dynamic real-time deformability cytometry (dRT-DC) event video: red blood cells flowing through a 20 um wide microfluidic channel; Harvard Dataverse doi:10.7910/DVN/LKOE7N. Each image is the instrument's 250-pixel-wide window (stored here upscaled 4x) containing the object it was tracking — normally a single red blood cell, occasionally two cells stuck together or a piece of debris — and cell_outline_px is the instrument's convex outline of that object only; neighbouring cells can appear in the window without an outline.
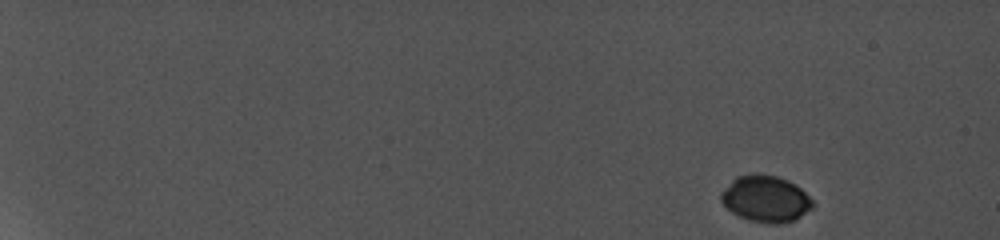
{"species": "common noctule bat (a hibernating species)", "species_latin": "Nyctalus noctula", "temperature_condition": "cold", "stored_images_in_passage": 11, "camera_frame_rate_fps": 5000, "um_per_image_px": 0.085, "animal": {"sex": "female", "body_mass_g": 19.0, "forearm_length_mm": 56.7}, "frame": {"image": 1, "passage_image": 1, "time_ms": 0.0, "image_size_px": [1000, 240], "cell_outline_px": [[812, 208], [796, 220], [780, 224], [768, 224], [748, 220], [732, 212], [720, 200], [720, 196], [732, 180], [740, 176], [772, 176], [784, 180], [800, 188], [812, 200]], "centroid_in_image_um": [65.1, 16.97], "position_along_channel_um": 19.9, "area_um2": 23.93}}
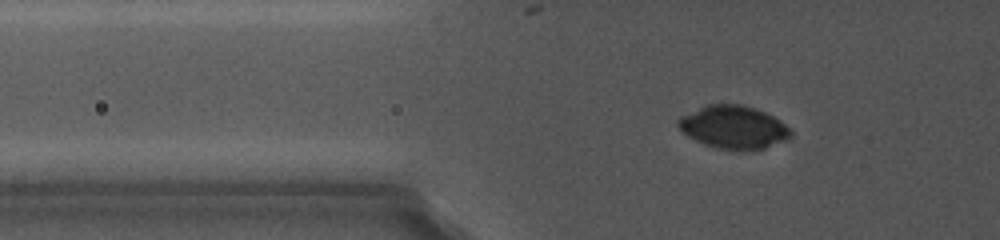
{"frame": {"image": 2, "passage_image": 8, "time_ms": 5.8, "image_size_px": [1000, 240], "cell_outline_px": [[792, 136], [764, 148], [716, 148], [704, 144], [688, 136], [676, 124], [684, 116], [708, 104], [736, 104], [752, 108], [764, 112], [772, 116], [788, 128], [792, 132]], "centroid_in_image_um": [62.34, 10.8], "position_along_channel_um": 63.5, "area_um2": 26.88}}
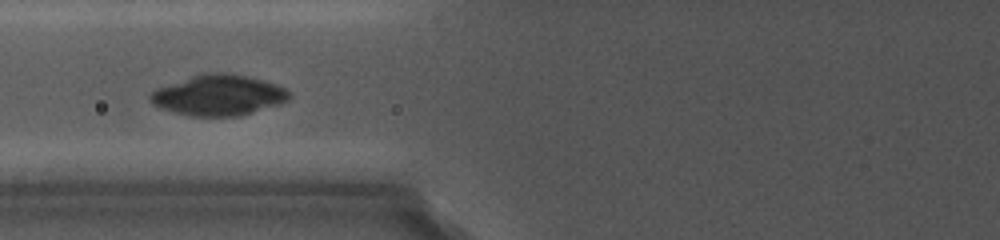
{"frame": {"image": 3, "passage_image": 10, "time_ms": 7.6, "image_size_px": [1000, 240], "cell_outline_px": [[288, 96], [280, 104], [240, 116], [188, 116], [160, 108], [152, 104], [152, 92], [160, 88], [196, 76], [212, 72], [224, 72], [244, 76], [260, 80], [284, 88], [288, 92]], "centroid_in_image_um": [18.58, 8.12], "position_along_channel_um": 107.2, "area_um2": 31.73}}